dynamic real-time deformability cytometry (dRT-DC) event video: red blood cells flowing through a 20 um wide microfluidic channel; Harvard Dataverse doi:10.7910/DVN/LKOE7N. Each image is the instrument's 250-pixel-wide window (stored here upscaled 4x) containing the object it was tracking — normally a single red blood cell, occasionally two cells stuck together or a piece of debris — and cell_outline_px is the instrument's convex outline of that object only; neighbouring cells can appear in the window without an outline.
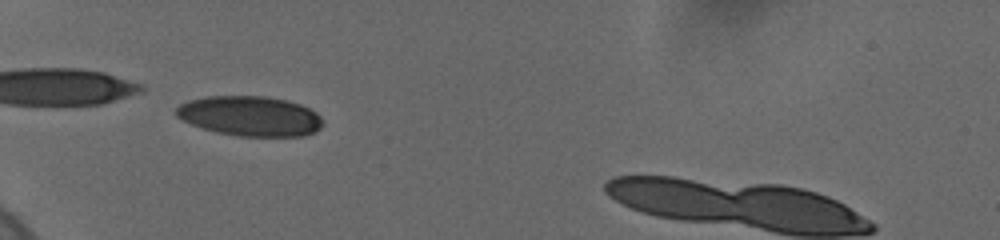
{"species": "human", "species_latin": "Homo sapiens", "temperature_condition": "cold", "stored_images_in_passage": 40, "camera_frame_rate_fps": 3000, "um_per_image_px": 0.085, "donor": {"sex": "female"}, "frame": {"image": 1, "passage_image": 14, "time_ms": 6.333, "image_size_px": [1000, 240], "cell_outline_px": [[324, 124], [320, 128], [304, 136], [240, 136], [216, 132], [192, 124], [176, 116], [172, 112], [180, 104], [188, 100], [208, 96], [264, 96], [288, 100], [300, 104], [316, 112], [324, 120]], "centroid_in_image_um": [21.26, 9.86], "position_along_channel_um": 63.7, "area_um2": 34.22}}
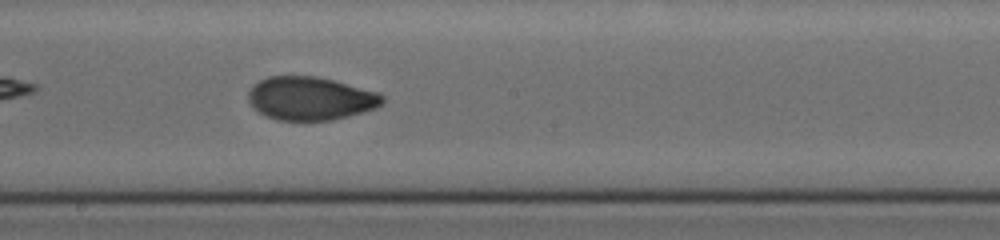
{"frame": {"image": 2, "passage_image": 24, "time_ms": 11.0, "image_size_px": [1000, 240], "cell_outline_px": [[384, 100], [376, 108], [348, 116], [332, 120], [276, 120], [252, 108], [248, 100], [248, 92], [252, 84], [268, 76], [316, 76], [380, 92], [384, 96]], "centroid_in_image_um": [26.37, 8.36], "position_along_channel_um": 221.8, "area_um2": 33.93}}
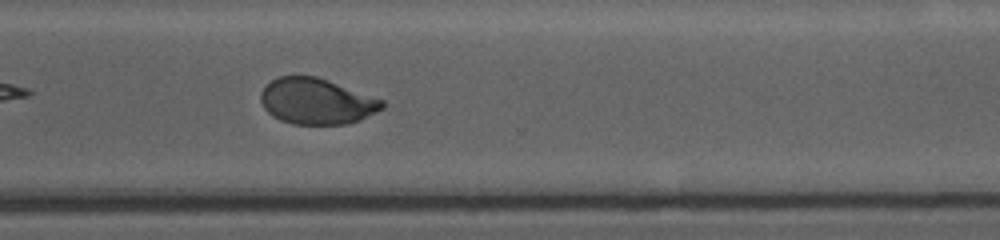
{"frame": {"image": 3, "passage_image": 31, "time_ms": 14.333, "image_size_px": [1000, 240], "cell_outline_px": [[384, 108], [360, 120], [348, 124], [292, 124], [280, 120], [272, 116], [264, 108], [260, 100], [260, 92], [272, 80], [280, 76], [316, 76], [328, 80], [384, 100]], "centroid_in_image_um": [26.91, 8.62], "position_along_channel_um": 343.7, "area_um2": 32.48}}